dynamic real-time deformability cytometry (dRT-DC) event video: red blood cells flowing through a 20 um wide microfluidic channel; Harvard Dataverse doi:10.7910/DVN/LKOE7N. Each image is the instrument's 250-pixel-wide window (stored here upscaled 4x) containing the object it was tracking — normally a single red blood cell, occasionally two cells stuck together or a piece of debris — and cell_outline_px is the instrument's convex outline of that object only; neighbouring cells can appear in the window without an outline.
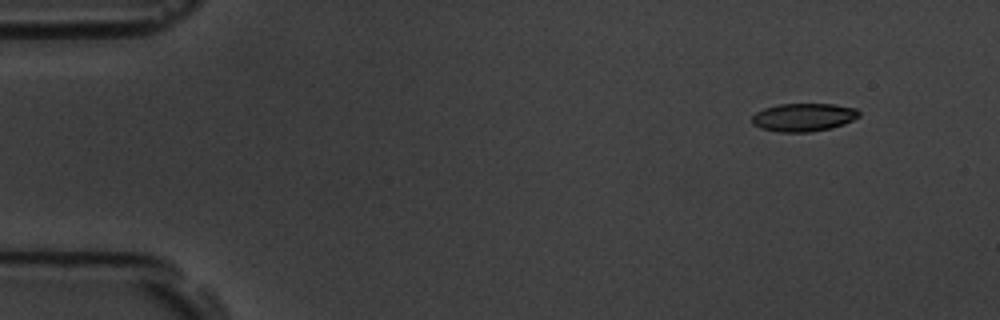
{"species": "common noctule bat (a hibernating species)", "species_latin": "Nyctalus noctula", "temperature_condition": "room temperature", "stored_images_in_passage": 6, "camera_frame_rate_fps": 3000, "um_per_image_px": 0.085, "animal": {"sex": "male", "body_mass_g": 19.5, "forearm_length_mm": 54.6}, "frame": {"image": 1, "passage_image": 1, "time_ms": 0.0, "image_size_px": [1000, 320], "cell_outline_px": [[860, 116], [844, 124], [832, 128], [808, 132], [780, 132], [760, 128], [752, 124], [752, 116], [756, 112], [764, 108], [780, 104], [836, 104], [856, 108], [860, 112]], "centroid_in_image_um": [68.31, 9.97], "position_along_channel_um": 16.7, "area_um2": 17.63}}
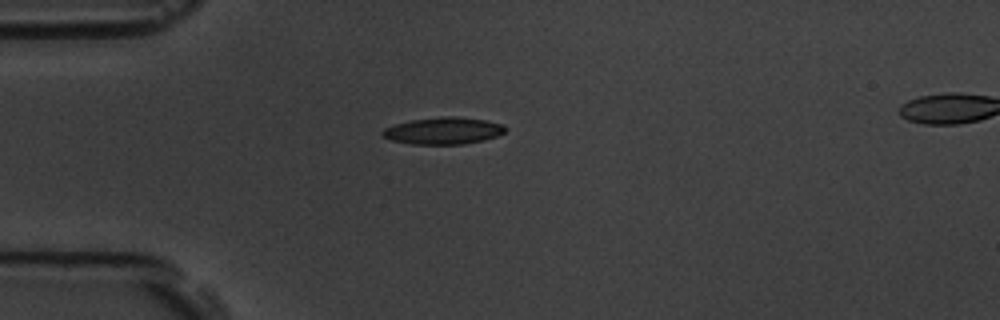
{"frame": {"image": 2, "passage_image": 4, "time_ms": 3.333, "image_size_px": [1000, 320], "cell_outline_px": [[508, 128], [504, 132], [496, 136], [484, 140], [464, 144], [412, 144], [392, 140], [380, 136], [380, 132], [384, 128], [396, 124], [412, 120], [440, 116], [456, 116], [484, 120], [504, 124]], "centroid_in_image_um": [37.68, 11.11], "position_along_channel_um": 47.3, "area_um2": 19.36}}
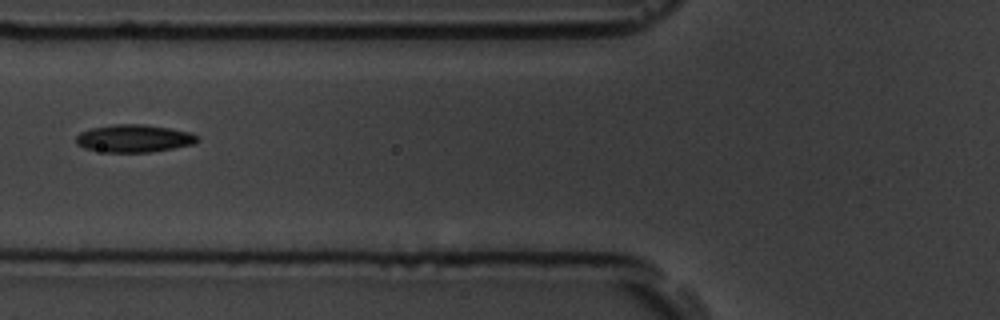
{"frame": {"image": 3, "passage_image": 6, "time_ms": 5.667, "image_size_px": [1000, 320], "cell_outline_px": [[200, 140], [192, 144], [172, 148], [148, 152], [104, 152], [84, 148], [76, 144], [76, 136], [80, 132], [92, 128], [116, 124], [144, 124], [192, 132]], "centroid_in_image_um": [11.37, 11.76], "position_along_channel_um": 114.4, "area_um2": 19.42}}